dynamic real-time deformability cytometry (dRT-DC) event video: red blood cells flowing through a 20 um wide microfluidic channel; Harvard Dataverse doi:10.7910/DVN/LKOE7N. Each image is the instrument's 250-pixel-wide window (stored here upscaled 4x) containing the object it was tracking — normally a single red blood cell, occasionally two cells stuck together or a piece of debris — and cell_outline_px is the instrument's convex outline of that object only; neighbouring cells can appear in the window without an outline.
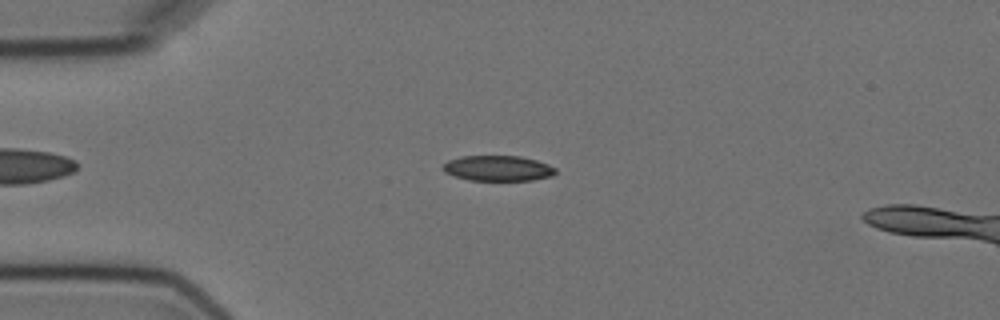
{"species": "Egyptian fruit bat (a non-hibernating species)", "species_latin": "Rousettus aegyptiacus", "temperature_condition": "cold", "stored_images_in_passage": 5, "camera_frame_rate_fps": 3000, "um_per_image_px": 0.085, "animal": {"sex": "female"}, "frame": {"image": 1, "passage_image": 3, "time_ms": 3.333, "image_size_px": [1000, 320], "cell_outline_px": [[556, 172], [552, 176], [532, 180], [468, 180], [444, 172], [440, 168], [448, 160], [460, 156], [520, 156], [536, 160], [548, 164], [556, 168]], "centroid_in_image_um": [42.31, 14.3], "position_along_channel_um": 42.7, "area_um2": 16.7}}